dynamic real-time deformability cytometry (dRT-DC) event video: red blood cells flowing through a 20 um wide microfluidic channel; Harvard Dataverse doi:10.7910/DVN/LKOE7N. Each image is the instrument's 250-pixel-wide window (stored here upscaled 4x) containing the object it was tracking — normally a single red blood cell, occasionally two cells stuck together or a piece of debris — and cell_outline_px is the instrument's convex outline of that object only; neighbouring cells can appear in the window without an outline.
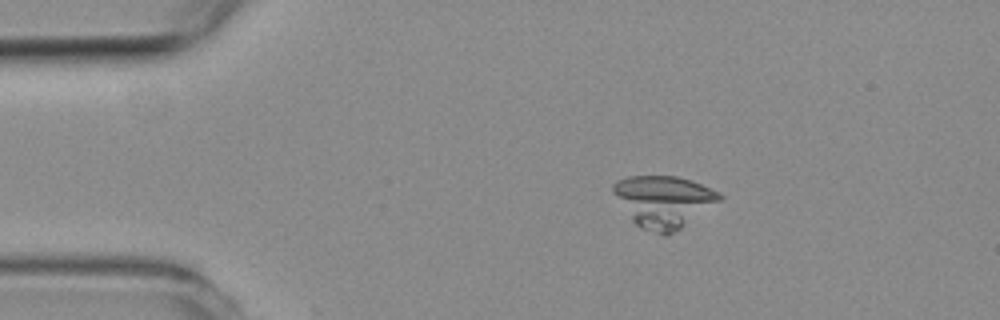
{"species": "common noctule bat (a hibernating species)", "species_latin": "Nyctalus noctula", "temperature_condition": "room temperature", "stored_images_in_passage": 6, "camera_frame_rate_fps": 3000, "um_per_image_px": 0.085, "animal": {"sex": "female", "body_mass_g": 19.3, "forearm_length_mm": 54.1}, "frame": {"image": 1, "passage_image": 2, "time_ms": 1.0, "image_size_px": [1000, 320], "cell_outline_px": [[724, 200], [668, 236], [664, 236], [640, 228], [632, 220], [612, 192], [612, 184], [616, 180], [628, 176], [676, 176], [692, 180], [720, 192], [724, 196]], "centroid_in_image_um": [56.45, 17.12], "position_along_channel_um": 28.6, "area_um2": 32.43}}
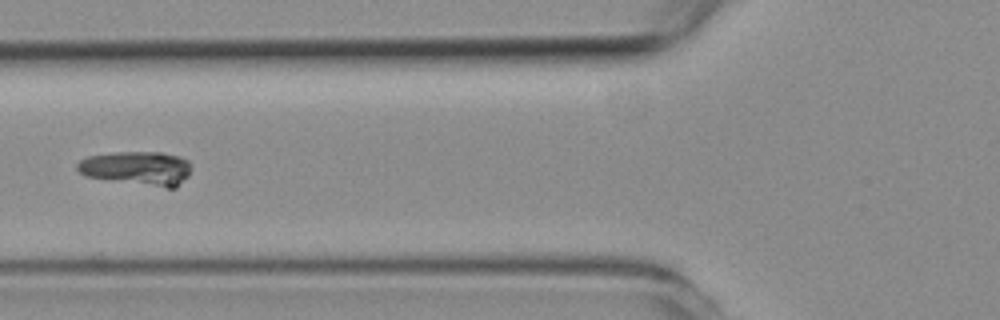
{"frame": {"image": 2, "passage_image": 5, "time_ms": 4.667, "image_size_px": [1000, 320], "cell_outline_px": [[192, 168], [188, 176], [176, 188], [168, 188], [84, 176], [76, 168], [76, 164], [80, 160], [88, 156], [116, 152], [160, 152], [180, 156], [188, 160], [192, 164]], "centroid_in_image_um": [11.7, 14.29], "position_along_channel_um": 114.1, "area_um2": 22.66}}
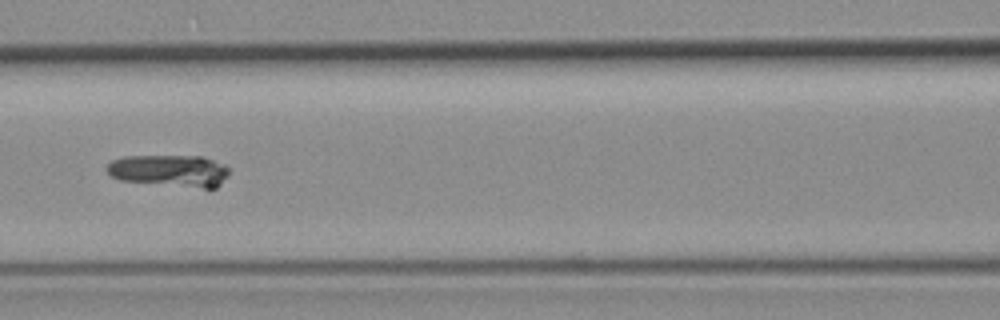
{"frame": {"image": 3, "passage_image": 6, "time_ms": 5.667, "image_size_px": [1000, 320], "cell_outline_px": [[228, 176], [216, 188], [204, 188], [120, 180], [112, 176], [104, 168], [112, 160], [124, 156], [200, 156], [224, 164], [228, 168]], "centroid_in_image_um": [14.41, 14.5], "position_along_channel_um": 152.2, "area_um2": 22.6}}